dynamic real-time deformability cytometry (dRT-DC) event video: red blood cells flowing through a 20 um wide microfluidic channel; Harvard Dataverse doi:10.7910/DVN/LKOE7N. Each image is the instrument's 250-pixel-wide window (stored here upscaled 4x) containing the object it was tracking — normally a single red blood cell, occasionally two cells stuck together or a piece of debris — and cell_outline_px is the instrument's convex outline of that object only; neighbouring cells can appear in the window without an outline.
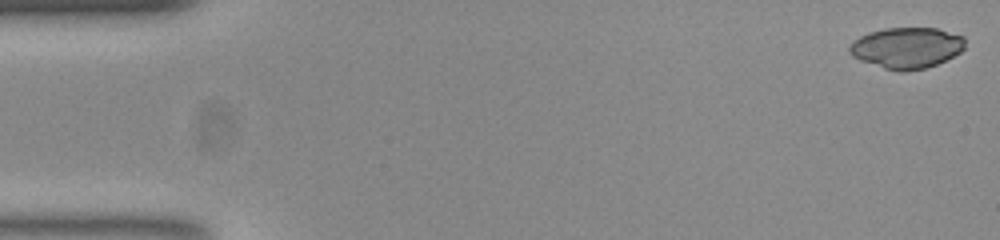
{"species": "common noctule bat (a hibernating species)", "species_latin": "Nyctalus noctula", "temperature_condition": "room temperature", "stored_images_in_passage": 9, "camera_frame_rate_fps": 3000, "um_per_image_px": 0.085, "animal": {"sex": "female", "body_mass_g": 23.0, "forearm_length_mm": 53.4}, "frame": {"image": 1, "passage_image": 1, "time_ms": 0.0, "image_size_px": [1000, 240], "cell_outline_px": [[964, 48], [960, 52], [936, 64], [924, 68], [904, 72], [900, 72], [884, 68], [860, 60], [852, 56], [848, 52], [848, 48], [852, 40], [868, 32], [884, 28], [936, 28], [964, 36]], "centroid_in_image_um": [77.02, 4.06], "position_along_channel_um": 8.0, "area_um2": 27.63}}